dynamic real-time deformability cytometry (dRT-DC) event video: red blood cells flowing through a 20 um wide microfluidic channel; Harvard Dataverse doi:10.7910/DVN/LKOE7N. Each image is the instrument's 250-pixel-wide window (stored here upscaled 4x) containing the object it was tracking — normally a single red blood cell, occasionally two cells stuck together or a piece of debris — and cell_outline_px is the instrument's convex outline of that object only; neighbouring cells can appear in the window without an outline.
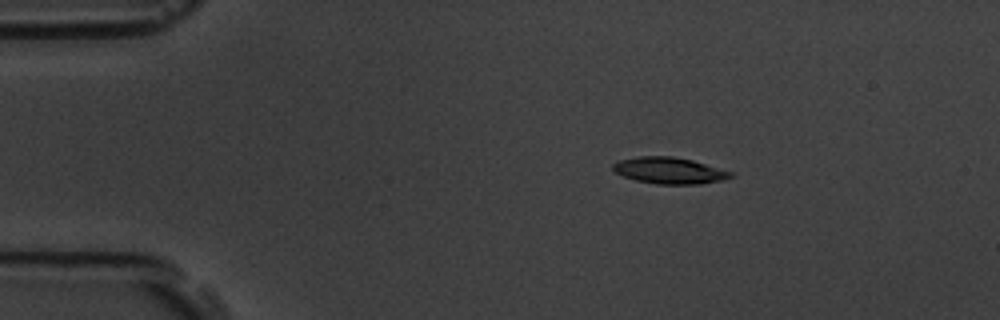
{"species": "common noctule bat (a hibernating species)", "species_latin": "Nyctalus noctula", "temperature_condition": "room temperature", "stored_images_in_passage": 5, "camera_frame_rate_fps": 3000, "um_per_image_px": 0.085, "animal": {"sex": "male", "body_mass_g": 19.5, "forearm_length_mm": 54.6}, "frame": {"image": 1, "passage_image": 3, "time_ms": 0.667, "image_size_px": [1000, 320], "cell_outline_px": [[736, 176], [724, 180], [700, 184], [656, 184], [636, 180], [624, 176], [616, 172], [612, 168], [612, 164], [620, 160], [640, 156], [672, 156], [692, 160], [736, 172]], "centroid_in_image_um": [56.98, 14.5], "position_along_channel_um": 28.0, "area_um2": 18.32}}